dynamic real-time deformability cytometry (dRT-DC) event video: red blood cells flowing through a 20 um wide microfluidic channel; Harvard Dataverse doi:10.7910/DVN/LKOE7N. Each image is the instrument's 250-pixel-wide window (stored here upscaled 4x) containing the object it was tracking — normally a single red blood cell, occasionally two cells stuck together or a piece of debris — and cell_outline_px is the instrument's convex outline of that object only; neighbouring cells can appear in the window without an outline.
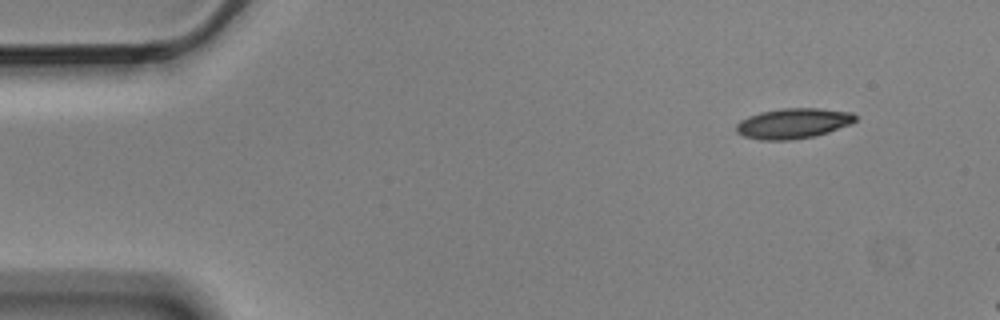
{"species": "Egyptian fruit bat (a non-hibernating species)", "species_latin": "Rousettus aegyptiacus", "temperature_condition": "cold", "stored_images_in_passage": 5, "camera_frame_rate_fps": 3000, "um_per_image_px": 0.085, "animal": {"sex": "male"}, "frame": {"image": 1, "passage_image": 1, "time_ms": 0.0, "image_size_px": [1000, 320], "cell_outline_px": [[856, 120], [848, 124], [828, 132], [812, 136], [788, 140], [760, 140], [744, 136], [736, 132], [736, 124], [740, 120], [748, 116], [760, 112], [780, 108], [816, 108], [852, 112], [856, 116]], "centroid_in_image_um": [67.37, 10.48], "position_along_channel_um": 17.6, "area_um2": 20.87}}
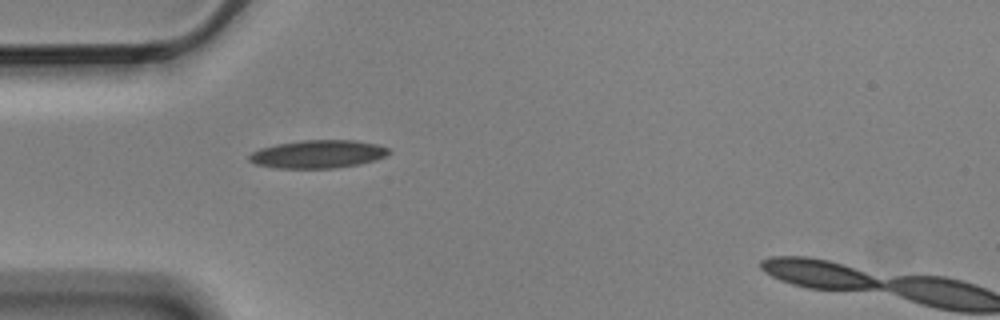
{"frame": {"image": 2, "passage_image": 4, "time_ms": 1.0, "image_size_px": [1000, 320], "cell_outline_px": [[392, 152], [376, 160], [360, 164], [336, 168], [276, 168], [256, 164], [248, 160], [248, 156], [252, 152], [260, 148], [276, 144], [304, 140], [352, 140], [376, 144], [388, 148]], "centroid_in_image_um": [27.02, 13.1], "position_along_channel_um": 58.0, "area_um2": 22.83}}